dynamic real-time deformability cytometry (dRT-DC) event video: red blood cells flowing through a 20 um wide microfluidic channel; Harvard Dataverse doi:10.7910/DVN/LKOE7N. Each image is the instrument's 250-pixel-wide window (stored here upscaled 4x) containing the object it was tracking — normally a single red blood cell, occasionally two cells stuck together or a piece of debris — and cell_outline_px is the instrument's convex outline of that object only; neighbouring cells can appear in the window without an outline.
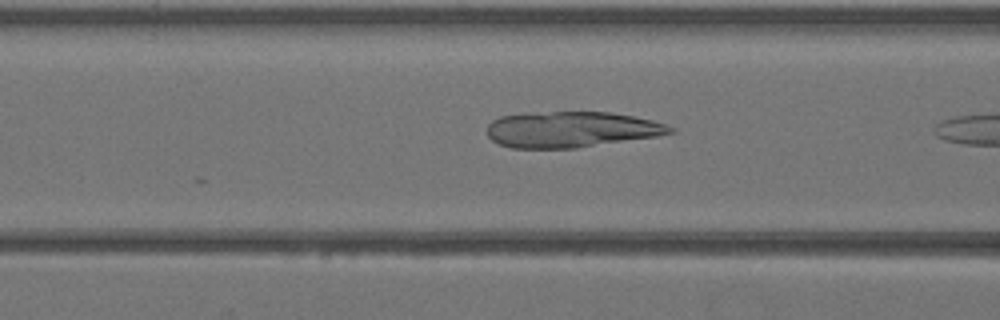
{"species": "Egyptian fruit bat (a non-hibernating species)", "species_latin": "Rousettus aegyptiacus", "temperature_condition": "warm", "stored_images_in_passage": 11, "camera_frame_rate_fps": 3000, "um_per_image_px": 0.085, "animal": {"sex": "female"}, "frame": {"image": 1, "passage_image": 11, "time_ms": 3.333, "image_size_px": [1000, 320], "cell_outline_px": [[676, 132], [656, 136], [576, 148], [512, 148], [500, 144], [492, 140], [488, 136], [488, 124], [492, 120], [500, 116], [524, 112], [608, 112], [632, 116], [652, 120], [676, 128]], "centroid_in_image_um": [48.53, 11.0], "position_along_channel_um": 118.1, "area_um2": 38.32}}